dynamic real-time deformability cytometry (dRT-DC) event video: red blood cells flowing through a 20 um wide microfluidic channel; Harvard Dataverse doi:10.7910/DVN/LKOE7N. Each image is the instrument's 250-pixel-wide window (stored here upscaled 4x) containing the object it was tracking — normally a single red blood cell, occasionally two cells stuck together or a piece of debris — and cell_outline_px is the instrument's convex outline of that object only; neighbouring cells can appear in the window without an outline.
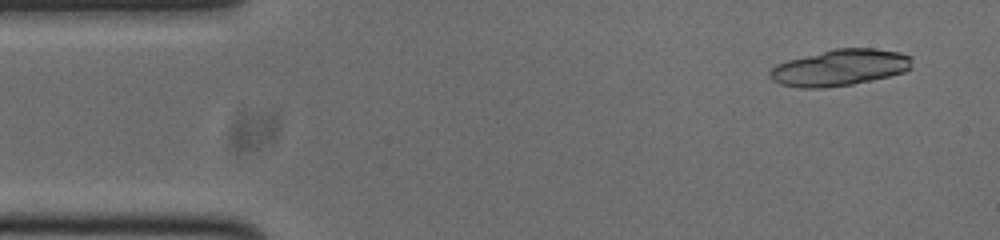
{"species": "common noctule bat (a hibernating species)", "species_latin": "Nyctalus noctula", "temperature_condition": "cold", "stored_images_in_passage": 15, "camera_frame_rate_fps": 3000, "um_per_image_px": 0.085, "animal": {"sex": "male", "body_mass_g": 20.0, "forearm_length_mm": 53.3}, "frame": {"image": 1, "passage_image": 3, "time_ms": 0.667, "image_size_px": [1000, 240], "cell_outline_px": [[912, 68], [904, 72], [872, 80], [852, 84], [824, 88], [800, 88], [780, 84], [772, 80], [768, 76], [768, 72], [776, 64], [788, 60], [836, 48], [872, 48], [900, 52], [912, 56]], "centroid_in_image_um": [71.39, 5.75], "position_along_channel_um": 13.6, "area_um2": 30.23}}